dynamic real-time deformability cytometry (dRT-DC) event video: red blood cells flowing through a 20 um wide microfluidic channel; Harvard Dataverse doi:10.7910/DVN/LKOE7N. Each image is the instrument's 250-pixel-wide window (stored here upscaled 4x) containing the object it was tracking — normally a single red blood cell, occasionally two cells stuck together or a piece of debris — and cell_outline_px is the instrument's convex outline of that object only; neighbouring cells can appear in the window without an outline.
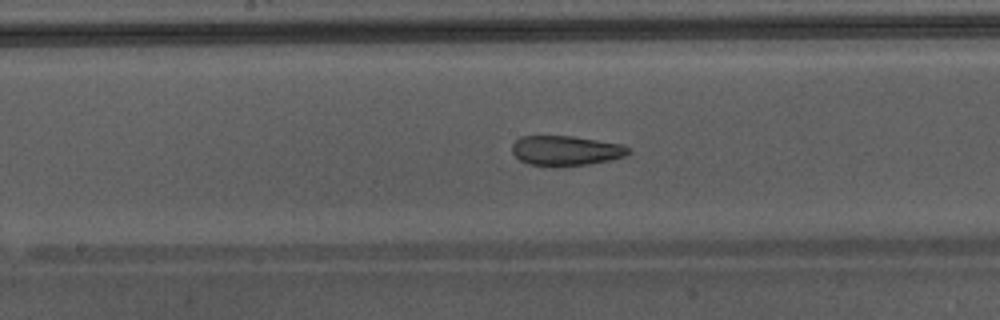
{"species": "Egyptian fruit bat (a non-hibernating species)", "species_latin": "Rousettus aegyptiacus", "temperature_condition": "warm", "stored_images_in_passage": 49, "camera_frame_rate_fps": 3000, "um_per_image_px": 0.085, "animal": {"sex": "male"}, "frame": {"image": 1, "passage_image": 28, "time_ms": 9.0, "image_size_px": [1000, 320], "cell_outline_px": [[632, 152], [628, 156], [588, 164], [528, 164], [520, 160], [512, 152], [512, 144], [520, 136], [572, 136], [620, 144], [632, 148]], "centroid_in_image_um": [48.14, 12.77], "position_along_channel_um": 200.1, "area_um2": 19.77}, "authors_computed_cell_mechanics": {"area_um2": 24.4494, "velocity_mm_per_s": 4.4087, "shape_relaxation_time_tau1_ms": null, "shape_relaxation_time_tau2_ms": 1.6341, "deformation_change_tau1": null, "deformation_change_tau2": 0.0973}}